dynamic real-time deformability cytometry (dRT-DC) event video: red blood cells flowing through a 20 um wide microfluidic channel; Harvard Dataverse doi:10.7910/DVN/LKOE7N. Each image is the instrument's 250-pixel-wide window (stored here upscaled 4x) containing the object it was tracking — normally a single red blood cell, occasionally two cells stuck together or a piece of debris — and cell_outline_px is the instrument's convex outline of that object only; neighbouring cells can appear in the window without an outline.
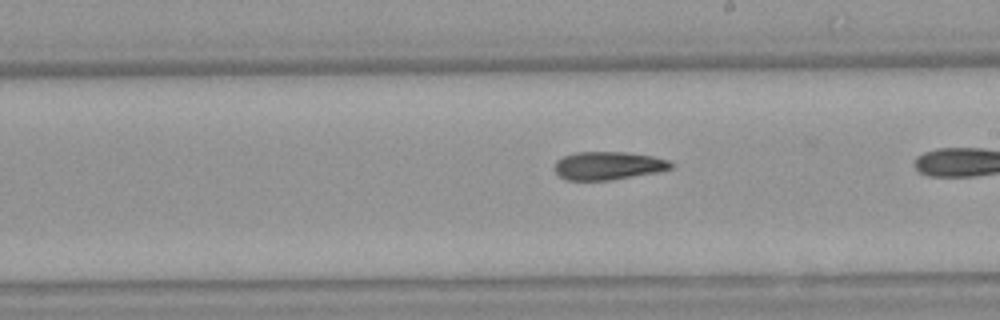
{"species": "Egyptian fruit bat (a non-hibernating species)", "species_latin": "Rousettus aegyptiacus", "temperature_condition": "warm", "stored_images_in_passage": 37, "segment_of_instrument_passage": [2, 2], "camera_frame_rate_fps": 3000, "um_per_image_px": 0.085, "animal": {"sex": "female"}, "frame": {"image": 1, "passage_image": 27, "time_ms": 8.667, "image_size_px": [1000, 320], "cell_outline_px": [[672, 168], [656, 172], [612, 180], [564, 180], [552, 168], [556, 160], [564, 156], [576, 152], [628, 152], [652, 156], [668, 160], [672, 164]], "centroid_in_image_um": [51.64, 14.08], "position_along_channel_um": 237.4, "area_um2": 19.13}}